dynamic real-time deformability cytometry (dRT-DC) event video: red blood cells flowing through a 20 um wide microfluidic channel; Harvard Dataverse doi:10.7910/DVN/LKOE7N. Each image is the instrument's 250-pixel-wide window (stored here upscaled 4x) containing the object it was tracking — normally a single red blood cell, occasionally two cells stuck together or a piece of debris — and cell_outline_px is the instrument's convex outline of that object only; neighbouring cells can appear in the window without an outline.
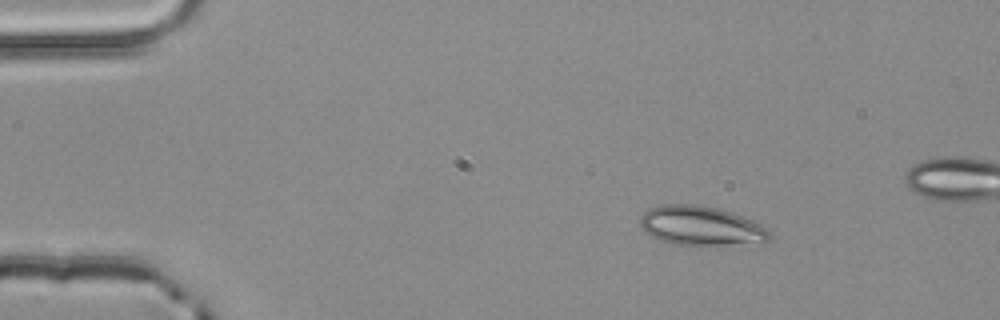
{"species": "common noctule bat (a hibernating species)", "species_latin": "Nyctalus noctula", "temperature_condition": "room temperature", "stored_images_in_passage": 3, "camera_frame_rate_fps": 3000, "um_per_image_px": 0.085, "animal": {"sex": "male", "body_mass_g": 20.4}, "frame": {"image": 1, "passage_image": 1, "time_ms": 0.0, "image_size_px": [1000, 320], "cell_outline_px": [[772, 236], [768, 240], [720, 248], [700, 248], [672, 244], [660, 240], [644, 232], [640, 224], [640, 216], [648, 208], [660, 204], [696, 204], [720, 208], [732, 212], [752, 220], [768, 228], [772, 232]], "centroid_in_image_um": [59.6, 19.24], "position_along_channel_um": 25.4, "area_um2": 31.1}}